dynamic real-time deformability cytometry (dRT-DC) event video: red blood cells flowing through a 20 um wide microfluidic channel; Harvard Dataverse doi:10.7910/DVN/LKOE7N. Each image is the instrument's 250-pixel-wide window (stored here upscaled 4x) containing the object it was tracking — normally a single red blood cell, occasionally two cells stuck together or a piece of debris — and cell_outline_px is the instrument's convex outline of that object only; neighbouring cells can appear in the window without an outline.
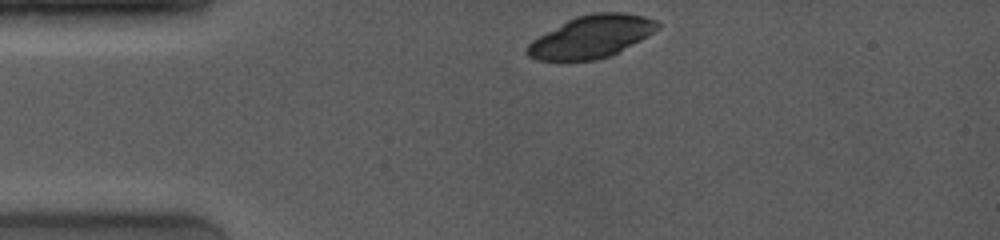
{"species": "common noctule bat (a hibernating species)", "species_latin": "Nyctalus noctula", "temperature_condition": "room temperature", "stored_images_in_passage": 3, "camera_frame_rate_fps": 4000, "um_per_image_px": 0.085, "animal": {"sex": "female", "body_mass_g": 19.0, "forearm_length_mm": 53.3}, "frame": {"image": 1, "passage_image": 1, "time_ms": 0.0, "image_size_px": [1000, 240], "cell_outline_px": [[660, 28], [640, 40], [608, 56], [596, 60], [536, 60], [528, 56], [524, 52], [524, 48], [532, 40], [568, 20], [576, 16], [592, 12], [624, 12], [644, 16], [656, 20], [660, 24]], "centroid_in_image_um": [50.25, 3.11], "position_along_channel_um": 34.7, "area_um2": 31.96}}